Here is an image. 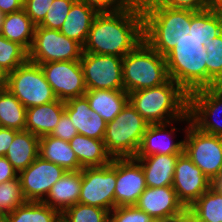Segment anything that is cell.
I'll use <instances>...</instances> for the list:
<instances>
[{
	"label": "cell",
	"instance_id": "obj_1",
	"mask_svg": "<svg viewBox=\"0 0 222 222\" xmlns=\"http://www.w3.org/2000/svg\"><path fill=\"white\" fill-rule=\"evenodd\" d=\"M222 33V12L191 10V25L186 35L166 55L169 79L187 94L207 88V44Z\"/></svg>",
	"mask_w": 222,
	"mask_h": 222
},
{
	"label": "cell",
	"instance_id": "obj_2",
	"mask_svg": "<svg viewBox=\"0 0 222 222\" xmlns=\"http://www.w3.org/2000/svg\"><path fill=\"white\" fill-rule=\"evenodd\" d=\"M143 40V13L134 2L121 11L98 13L83 52L124 57Z\"/></svg>",
	"mask_w": 222,
	"mask_h": 222
},
{
	"label": "cell",
	"instance_id": "obj_3",
	"mask_svg": "<svg viewBox=\"0 0 222 222\" xmlns=\"http://www.w3.org/2000/svg\"><path fill=\"white\" fill-rule=\"evenodd\" d=\"M141 9L144 41L165 56L190 28L191 10L167 7L158 0L142 4Z\"/></svg>",
	"mask_w": 222,
	"mask_h": 222
},
{
	"label": "cell",
	"instance_id": "obj_4",
	"mask_svg": "<svg viewBox=\"0 0 222 222\" xmlns=\"http://www.w3.org/2000/svg\"><path fill=\"white\" fill-rule=\"evenodd\" d=\"M128 95L129 102L149 124L168 123L188 112V94L172 79Z\"/></svg>",
	"mask_w": 222,
	"mask_h": 222
},
{
	"label": "cell",
	"instance_id": "obj_5",
	"mask_svg": "<svg viewBox=\"0 0 222 222\" xmlns=\"http://www.w3.org/2000/svg\"><path fill=\"white\" fill-rule=\"evenodd\" d=\"M122 74L124 90L128 94L158 87L169 80L165 56L144 40L123 57Z\"/></svg>",
	"mask_w": 222,
	"mask_h": 222
},
{
	"label": "cell",
	"instance_id": "obj_6",
	"mask_svg": "<svg viewBox=\"0 0 222 222\" xmlns=\"http://www.w3.org/2000/svg\"><path fill=\"white\" fill-rule=\"evenodd\" d=\"M149 123L128 102L122 111L107 123L103 141L112 158L135 157Z\"/></svg>",
	"mask_w": 222,
	"mask_h": 222
},
{
	"label": "cell",
	"instance_id": "obj_7",
	"mask_svg": "<svg viewBox=\"0 0 222 222\" xmlns=\"http://www.w3.org/2000/svg\"><path fill=\"white\" fill-rule=\"evenodd\" d=\"M5 87L26 109L57 100L40 65L29 60L5 76Z\"/></svg>",
	"mask_w": 222,
	"mask_h": 222
},
{
	"label": "cell",
	"instance_id": "obj_8",
	"mask_svg": "<svg viewBox=\"0 0 222 222\" xmlns=\"http://www.w3.org/2000/svg\"><path fill=\"white\" fill-rule=\"evenodd\" d=\"M183 135V152L212 182L222 173V137L202 132L192 123Z\"/></svg>",
	"mask_w": 222,
	"mask_h": 222
},
{
	"label": "cell",
	"instance_id": "obj_9",
	"mask_svg": "<svg viewBox=\"0 0 222 222\" xmlns=\"http://www.w3.org/2000/svg\"><path fill=\"white\" fill-rule=\"evenodd\" d=\"M83 47L69 39L59 30L36 26L32 45L28 51V60L42 64L57 61L80 60Z\"/></svg>",
	"mask_w": 222,
	"mask_h": 222
},
{
	"label": "cell",
	"instance_id": "obj_10",
	"mask_svg": "<svg viewBox=\"0 0 222 222\" xmlns=\"http://www.w3.org/2000/svg\"><path fill=\"white\" fill-rule=\"evenodd\" d=\"M116 158L102 167L82 168V185L78 203L100 207L109 212L115 208Z\"/></svg>",
	"mask_w": 222,
	"mask_h": 222
},
{
	"label": "cell",
	"instance_id": "obj_11",
	"mask_svg": "<svg viewBox=\"0 0 222 222\" xmlns=\"http://www.w3.org/2000/svg\"><path fill=\"white\" fill-rule=\"evenodd\" d=\"M188 112L200 131L222 137V91L213 86L191 92Z\"/></svg>",
	"mask_w": 222,
	"mask_h": 222
},
{
	"label": "cell",
	"instance_id": "obj_12",
	"mask_svg": "<svg viewBox=\"0 0 222 222\" xmlns=\"http://www.w3.org/2000/svg\"><path fill=\"white\" fill-rule=\"evenodd\" d=\"M123 57L83 52L80 63L87 90L124 89L122 74Z\"/></svg>",
	"mask_w": 222,
	"mask_h": 222
},
{
	"label": "cell",
	"instance_id": "obj_13",
	"mask_svg": "<svg viewBox=\"0 0 222 222\" xmlns=\"http://www.w3.org/2000/svg\"><path fill=\"white\" fill-rule=\"evenodd\" d=\"M179 125L180 123L187 125L185 128H177L173 124ZM191 123L189 112L183 117L161 124H149L146 129L139 150L135 157H147L149 155L158 154H182L184 149V138L178 141L175 140L178 131L182 130V133H186L188 125ZM184 131V132H183Z\"/></svg>",
	"mask_w": 222,
	"mask_h": 222
},
{
	"label": "cell",
	"instance_id": "obj_14",
	"mask_svg": "<svg viewBox=\"0 0 222 222\" xmlns=\"http://www.w3.org/2000/svg\"><path fill=\"white\" fill-rule=\"evenodd\" d=\"M40 67L57 99L66 102L87 91L80 60L47 62Z\"/></svg>",
	"mask_w": 222,
	"mask_h": 222
},
{
	"label": "cell",
	"instance_id": "obj_15",
	"mask_svg": "<svg viewBox=\"0 0 222 222\" xmlns=\"http://www.w3.org/2000/svg\"><path fill=\"white\" fill-rule=\"evenodd\" d=\"M66 171L55 163L38 156L26 169L18 173L26 201L43 202Z\"/></svg>",
	"mask_w": 222,
	"mask_h": 222
},
{
	"label": "cell",
	"instance_id": "obj_16",
	"mask_svg": "<svg viewBox=\"0 0 222 222\" xmlns=\"http://www.w3.org/2000/svg\"><path fill=\"white\" fill-rule=\"evenodd\" d=\"M146 188L141 164L134 157L116 158L115 207L135 205Z\"/></svg>",
	"mask_w": 222,
	"mask_h": 222
},
{
	"label": "cell",
	"instance_id": "obj_17",
	"mask_svg": "<svg viewBox=\"0 0 222 222\" xmlns=\"http://www.w3.org/2000/svg\"><path fill=\"white\" fill-rule=\"evenodd\" d=\"M211 183L184 152L178 156L172 187L186 208L206 192Z\"/></svg>",
	"mask_w": 222,
	"mask_h": 222
},
{
	"label": "cell",
	"instance_id": "obj_18",
	"mask_svg": "<svg viewBox=\"0 0 222 222\" xmlns=\"http://www.w3.org/2000/svg\"><path fill=\"white\" fill-rule=\"evenodd\" d=\"M154 220H165L187 209L172 186L147 187L135 204Z\"/></svg>",
	"mask_w": 222,
	"mask_h": 222
},
{
	"label": "cell",
	"instance_id": "obj_19",
	"mask_svg": "<svg viewBox=\"0 0 222 222\" xmlns=\"http://www.w3.org/2000/svg\"><path fill=\"white\" fill-rule=\"evenodd\" d=\"M65 112L79 134L103 140L107 122L90 108L85 95L67 100Z\"/></svg>",
	"mask_w": 222,
	"mask_h": 222
},
{
	"label": "cell",
	"instance_id": "obj_20",
	"mask_svg": "<svg viewBox=\"0 0 222 222\" xmlns=\"http://www.w3.org/2000/svg\"><path fill=\"white\" fill-rule=\"evenodd\" d=\"M179 155L158 154L147 157H134L141 164L147 187L172 186L174 170Z\"/></svg>",
	"mask_w": 222,
	"mask_h": 222
},
{
	"label": "cell",
	"instance_id": "obj_21",
	"mask_svg": "<svg viewBox=\"0 0 222 222\" xmlns=\"http://www.w3.org/2000/svg\"><path fill=\"white\" fill-rule=\"evenodd\" d=\"M81 185L82 169L78 171H66L52 185L49 194L43 202L62 213L68 207L78 203Z\"/></svg>",
	"mask_w": 222,
	"mask_h": 222
},
{
	"label": "cell",
	"instance_id": "obj_22",
	"mask_svg": "<svg viewBox=\"0 0 222 222\" xmlns=\"http://www.w3.org/2000/svg\"><path fill=\"white\" fill-rule=\"evenodd\" d=\"M65 112V102L59 99L27 108L25 130L42 137L55 129L60 117Z\"/></svg>",
	"mask_w": 222,
	"mask_h": 222
},
{
	"label": "cell",
	"instance_id": "obj_23",
	"mask_svg": "<svg viewBox=\"0 0 222 222\" xmlns=\"http://www.w3.org/2000/svg\"><path fill=\"white\" fill-rule=\"evenodd\" d=\"M97 14L98 12L95 9L87 6L84 2L76 0L59 31L83 47Z\"/></svg>",
	"mask_w": 222,
	"mask_h": 222
},
{
	"label": "cell",
	"instance_id": "obj_24",
	"mask_svg": "<svg viewBox=\"0 0 222 222\" xmlns=\"http://www.w3.org/2000/svg\"><path fill=\"white\" fill-rule=\"evenodd\" d=\"M84 95L90 108L97 112L107 123L111 122L129 102V95L124 89L87 90Z\"/></svg>",
	"mask_w": 222,
	"mask_h": 222
},
{
	"label": "cell",
	"instance_id": "obj_25",
	"mask_svg": "<svg viewBox=\"0 0 222 222\" xmlns=\"http://www.w3.org/2000/svg\"><path fill=\"white\" fill-rule=\"evenodd\" d=\"M69 143L82 168L106 166L113 159L107 152L103 140L77 134Z\"/></svg>",
	"mask_w": 222,
	"mask_h": 222
},
{
	"label": "cell",
	"instance_id": "obj_26",
	"mask_svg": "<svg viewBox=\"0 0 222 222\" xmlns=\"http://www.w3.org/2000/svg\"><path fill=\"white\" fill-rule=\"evenodd\" d=\"M39 156L46 161L61 166L65 171L82 169L70 143L50 134L40 137Z\"/></svg>",
	"mask_w": 222,
	"mask_h": 222
},
{
	"label": "cell",
	"instance_id": "obj_27",
	"mask_svg": "<svg viewBox=\"0 0 222 222\" xmlns=\"http://www.w3.org/2000/svg\"><path fill=\"white\" fill-rule=\"evenodd\" d=\"M39 140L40 137L27 130L16 132L5 157L18 173L39 156Z\"/></svg>",
	"mask_w": 222,
	"mask_h": 222
},
{
	"label": "cell",
	"instance_id": "obj_28",
	"mask_svg": "<svg viewBox=\"0 0 222 222\" xmlns=\"http://www.w3.org/2000/svg\"><path fill=\"white\" fill-rule=\"evenodd\" d=\"M35 28L36 25L25 10L21 9L4 15L0 33L8 40L21 45L28 52L33 42Z\"/></svg>",
	"mask_w": 222,
	"mask_h": 222
},
{
	"label": "cell",
	"instance_id": "obj_29",
	"mask_svg": "<svg viewBox=\"0 0 222 222\" xmlns=\"http://www.w3.org/2000/svg\"><path fill=\"white\" fill-rule=\"evenodd\" d=\"M26 111L23 104L6 87L0 89V127L25 130Z\"/></svg>",
	"mask_w": 222,
	"mask_h": 222
},
{
	"label": "cell",
	"instance_id": "obj_30",
	"mask_svg": "<svg viewBox=\"0 0 222 222\" xmlns=\"http://www.w3.org/2000/svg\"><path fill=\"white\" fill-rule=\"evenodd\" d=\"M7 217L10 222H59L61 213L44 202L26 201Z\"/></svg>",
	"mask_w": 222,
	"mask_h": 222
},
{
	"label": "cell",
	"instance_id": "obj_31",
	"mask_svg": "<svg viewBox=\"0 0 222 222\" xmlns=\"http://www.w3.org/2000/svg\"><path fill=\"white\" fill-rule=\"evenodd\" d=\"M188 209L200 221L222 222V193L211 186Z\"/></svg>",
	"mask_w": 222,
	"mask_h": 222
},
{
	"label": "cell",
	"instance_id": "obj_32",
	"mask_svg": "<svg viewBox=\"0 0 222 222\" xmlns=\"http://www.w3.org/2000/svg\"><path fill=\"white\" fill-rule=\"evenodd\" d=\"M28 60V52L18 43L0 33V72L7 75Z\"/></svg>",
	"mask_w": 222,
	"mask_h": 222
},
{
	"label": "cell",
	"instance_id": "obj_33",
	"mask_svg": "<svg viewBox=\"0 0 222 222\" xmlns=\"http://www.w3.org/2000/svg\"><path fill=\"white\" fill-rule=\"evenodd\" d=\"M63 222H109V211L100 207L76 203L61 213Z\"/></svg>",
	"mask_w": 222,
	"mask_h": 222
},
{
	"label": "cell",
	"instance_id": "obj_34",
	"mask_svg": "<svg viewBox=\"0 0 222 222\" xmlns=\"http://www.w3.org/2000/svg\"><path fill=\"white\" fill-rule=\"evenodd\" d=\"M207 51V88L213 87L222 77V33L203 44Z\"/></svg>",
	"mask_w": 222,
	"mask_h": 222
},
{
	"label": "cell",
	"instance_id": "obj_35",
	"mask_svg": "<svg viewBox=\"0 0 222 222\" xmlns=\"http://www.w3.org/2000/svg\"><path fill=\"white\" fill-rule=\"evenodd\" d=\"M26 202L19 178L0 183V215H8Z\"/></svg>",
	"mask_w": 222,
	"mask_h": 222
},
{
	"label": "cell",
	"instance_id": "obj_36",
	"mask_svg": "<svg viewBox=\"0 0 222 222\" xmlns=\"http://www.w3.org/2000/svg\"><path fill=\"white\" fill-rule=\"evenodd\" d=\"M75 1L76 0H54L39 27L60 30Z\"/></svg>",
	"mask_w": 222,
	"mask_h": 222
},
{
	"label": "cell",
	"instance_id": "obj_37",
	"mask_svg": "<svg viewBox=\"0 0 222 222\" xmlns=\"http://www.w3.org/2000/svg\"><path fill=\"white\" fill-rule=\"evenodd\" d=\"M151 218L135 205L115 207L109 212V222H151Z\"/></svg>",
	"mask_w": 222,
	"mask_h": 222
},
{
	"label": "cell",
	"instance_id": "obj_38",
	"mask_svg": "<svg viewBox=\"0 0 222 222\" xmlns=\"http://www.w3.org/2000/svg\"><path fill=\"white\" fill-rule=\"evenodd\" d=\"M54 0H24L23 9L36 26H39Z\"/></svg>",
	"mask_w": 222,
	"mask_h": 222
},
{
	"label": "cell",
	"instance_id": "obj_39",
	"mask_svg": "<svg viewBox=\"0 0 222 222\" xmlns=\"http://www.w3.org/2000/svg\"><path fill=\"white\" fill-rule=\"evenodd\" d=\"M98 13L116 12L129 8L134 0H79Z\"/></svg>",
	"mask_w": 222,
	"mask_h": 222
},
{
	"label": "cell",
	"instance_id": "obj_40",
	"mask_svg": "<svg viewBox=\"0 0 222 222\" xmlns=\"http://www.w3.org/2000/svg\"><path fill=\"white\" fill-rule=\"evenodd\" d=\"M77 134L79 133L73 125V122L68 114L64 112L50 135L69 142Z\"/></svg>",
	"mask_w": 222,
	"mask_h": 222
},
{
	"label": "cell",
	"instance_id": "obj_41",
	"mask_svg": "<svg viewBox=\"0 0 222 222\" xmlns=\"http://www.w3.org/2000/svg\"><path fill=\"white\" fill-rule=\"evenodd\" d=\"M160 3L171 8L189 9L201 11L207 9L206 0H158Z\"/></svg>",
	"mask_w": 222,
	"mask_h": 222
},
{
	"label": "cell",
	"instance_id": "obj_42",
	"mask_svg": "<svg viewBox=\"0 0 222 222\" xmlns=\"http://www.w3.org/2000/svg\"><path fill=\"white\" fill-rule=\"evenodd\" d=\"M18 172L5 156H0V183L16 179Z\"/></svg>",
	"mask_w": 222,
	"mask_h": 222
},
{
	"label": "cell",
	"instance_id": "obj_43",
	"mask_svg": "<svg viewBox=\"0 0 222 222\" xmlns=\"http://www.w3.org/2000/svg\"><path fill=\"white\" fill-rule=\"evenodd\" d=\"M17 130L0 127V156H5Z\"/></svg>",
	"mask_w": 222,
	"mask_h": 222
},
{
	"label": "cell",
	"instance_id": "obj_44",
	"mask_svg": "<svg viewBox=\"0 0 222 222\" xmlns=\"http://www.w3.org/2000/svg\"><path fill=\"white\" fill-rule=\"evenodd\" d=\"M24 0H0V11L5 14L23 9Z\"/></svg>",
	"mask_w": 222,
	"mask_h": 222
},
{
	"label": "cell",
	"instance_id": "obj_45",
	"mask_svg": "<svg viewBox=\"0 0 222 222\" xmlns=\"http://www.w3.org/2000/svg\"><path fill=\"white\" fill-rule=\"evenodd\" d=\"M162 222H189V209H185L182 213L166 218L165 220H162Z\"/></svg>",
	"mask_w": 222,
	"mask_h": 222
},
{
	"label": "cell",
	"instance_id": "obj_46",
	"mask_svg": "<svg viewBox=\"0 0 222 222\" xmlns=\"http://www.w3.org/2000/svg\"><path fill=\"white\" fill-rule=\"evenodd\" d=\"M207 9L222 12V0H206Z\"/></svg>",
	"mask_w": 222,
	"mask_h": 222
},
{
	"label": "cell",
	"instance_id": "obj_47",
	"mask_svg": "<svg viewBox=\"0 0 222 222\" xmlns=\"http://www.w3.org/2000/svg\"><path fill=\"white\" fill-rule=\"evenodd\" d=\"M211 186L222 193V173L212 181Z\"/></svg>",
	"mask_w": 222,
	"mask_h": 222
},
{
	"label": "cell",
	"instance_id": "obj_48",
	"mask_svg": "<svg viewBox=\"0 0 222 222\" xmlns=\"http://www.w3.org/2000/svg\"><path fill=\"white\" fill-rule=\"evenodd\" d=\"M189 222H203V221H200L199 219H197L189 210Z\"/></svg>",
	"mask_w": 222,
	"mask_h": 222
},
{
	"label": "cell",
	"instance_id": "obj_49",
	"mask_svg": "<svg viewBox=\"0 0 222 222\" xmlns=\"http://www.w3.org/2000/svg\"><path fill=\"white\" fill-rule=\"evenodd\" d=\"M5 87V75L0 72V89Z\"/></svg>",
	"mask_w": 222,
	"mask_h": 222
},
{
	"label": "cell",
	"instance_id": "obj_50",
	"mask_svg": "<svg viewBox=\"0 0 222 222\" xmlns=\"http://www.w3.org/2000/svg\"><path fill=\"white\" fill-rule=\"evenodd\" d=\"M215 87L217 89H219L220 91H222V77L220 78V80L215 84Z\"/></svg>",
	"mask_w": 222,
	"mask_h": 222
},
{
	"label": "cell",
	"instance_id": "obj_51",
	"mask_svg": "<svg viewBox=\"0 0 222 222\" xmlns=\"http://www.w3.org/2000/svg\"><path fill=\"white\" fill-rule=\"evenodd\" d=\"M0 222H10L7 215H0Z\"/></svg>",
	"mask_w": 222,
	"mask_h": 222
},
{
	"label": "cell",
	"instance_id": "obj_52",
	"mask_svg": "<svg viewBox=\"0 0 222 222\" xmlns=\"http://www.w3.org/2000/svg\"><path fill=\"white\" fill-rule=\"evenodd\" d=\"M134 1L137 2L138 4L142 5V4L148 3L153 0H134Z\"/></svg>",
	"mask_w": 222,
	"mask_h": 222
},
{
	"label": "cell",
	"instance_id": "obj_53",
	"mask_svg": "<svg viewBox=\"0 0 222 222\" xmlns=\"http://www.w3.org/2000/svg\"><path fill=\"white\" fill-rule=\"evenodd\" d=\"M3 18H4V14L0 11V32L2 28Z\"/></svg>",
	"mask_w": 222,
	"mask_h": 222
},
{
	"label": "cell",
	"instance_id": "obj_54",
	"mask_svg": "<svg viewBox=\"0 0 222 222\" xmlns=\"http://www.w3.org/2000/svg\"><path fill=\"white\" fill-rule=\"evenodd\" d=\"M151 222H162V220H152Z\"/></svg>",
	"mask_w": 222,
	"mask_h": 222
}]
</instances>
